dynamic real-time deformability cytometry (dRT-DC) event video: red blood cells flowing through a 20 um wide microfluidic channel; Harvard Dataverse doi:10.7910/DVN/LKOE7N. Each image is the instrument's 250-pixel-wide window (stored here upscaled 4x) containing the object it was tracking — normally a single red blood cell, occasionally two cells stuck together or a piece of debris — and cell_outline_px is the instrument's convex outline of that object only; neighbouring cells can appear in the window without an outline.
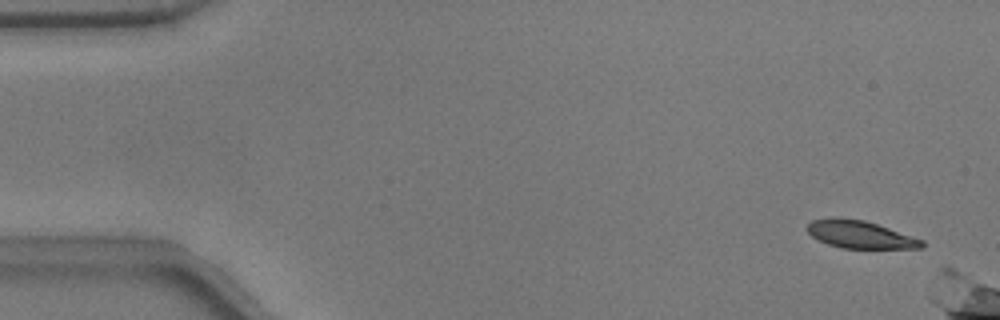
{"species": "common noctule bat (a hibernating species)", "species_latin": "Nyctalus noctula", "temperature_condition": "warm", "stored_images_in_passage": 4, "camera_frame_rate_fps": 3000, "um_per_image_px": 0.085, "animal": {"sex": "male", "body_mass_g": 17.9}, "frame": {"image": 1, "passage_image": 1, "time_ms": 0.0, "image_size_px": [1000, 320], "cell_outline_px": [[924, 248], [840, 248], [828, 244], [812, 236], [808, 232], [808, 224], [812, 220], [832, 216], [836, 216], [864, 220], [924, 240]], "centroid_in_image_um": [73.09, 19.92], "position_along_channel_um": 11.9, "area_um2": 18.38}}